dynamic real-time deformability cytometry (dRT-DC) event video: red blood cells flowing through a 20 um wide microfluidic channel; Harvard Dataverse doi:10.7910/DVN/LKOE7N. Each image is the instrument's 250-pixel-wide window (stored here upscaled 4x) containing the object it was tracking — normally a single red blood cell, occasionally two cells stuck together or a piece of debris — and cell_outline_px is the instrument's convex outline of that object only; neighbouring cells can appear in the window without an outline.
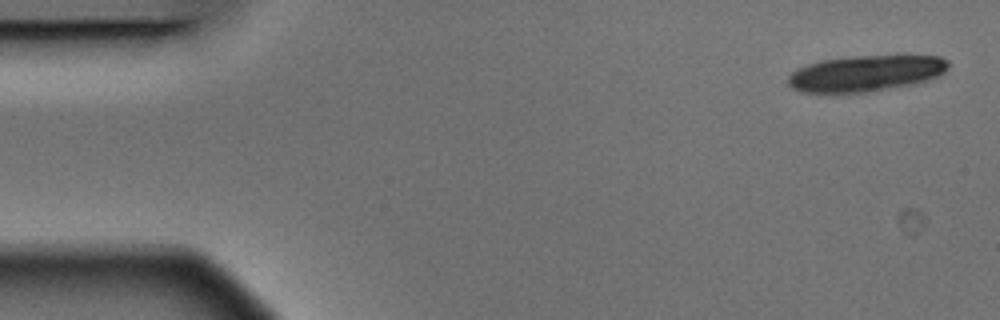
{"species": "Egyptian fruit bat (a non-hibernating species)", "species_latin": "Rousettus aegyptiacus", "temperature_condition": "warm", "stored_images_in_passage": 5, "segment_of_instrument_passage": [2, 2], "camera_frame_rate_fps": 3000, "um_per_image_px": 0.085, "animal": {"sex": "male"}, "frame": {"image": 1, "passage_image": 5, "time_ms": 1.333, "image_size_px": [1000, 320], "cell_outline_px": [[948, 68], [940, 76], [928, 80], [912, 84], [868, 92], [832, 96], [800, 92], [792, 88], [788, 84], [788, 76], [796, 68], [820, 60], [856, 56], [896, 52], [904, 52], [940, 56], [948, 60]], "centroid_in_image_um": [73.61, 6.22], "position_along_channel_um": 11.4, "area_um2": 35.89}}